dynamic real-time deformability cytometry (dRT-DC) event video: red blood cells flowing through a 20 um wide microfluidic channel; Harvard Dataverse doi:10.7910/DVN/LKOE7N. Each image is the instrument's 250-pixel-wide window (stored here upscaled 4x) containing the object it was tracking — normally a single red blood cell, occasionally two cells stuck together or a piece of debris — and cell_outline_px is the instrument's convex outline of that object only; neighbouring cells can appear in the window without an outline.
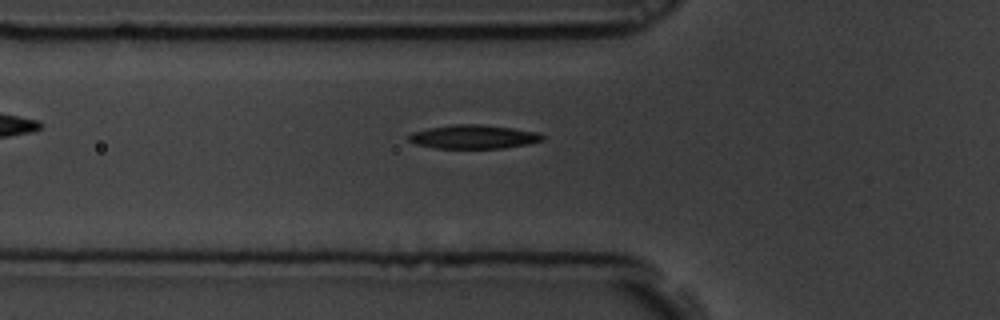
{"species": "common noctule bat (a hibernating species)", "species_latin": "Nyctalus noctula", "temperature_condition": "room temperature", "stored_images_in_passage": 58, "camera_frame_rate_fps": 3000, "um_per_image_px": 0.085, "animal": {"sex": "male", "body_mass_g": 19.5, "forearm_length_mm": 54.6}, "frame": {"image": 1, "passage_image": 20, "time_ms": 6.333, "image_size_px": [1000, 320], "cell_outline_px": [[544, 140], [528, 144], [504, 148], [432, 148], [416, 144], [408, 140], [408, 136], [412, 132], [428, 128], [456, 124], [480, 124], [512, 128], [540, 132], [544, 136]], "centroid_in_image_um": [40.27, 11.63], "position_along_channel_um": 85.5, "area_um2": 18.61}}
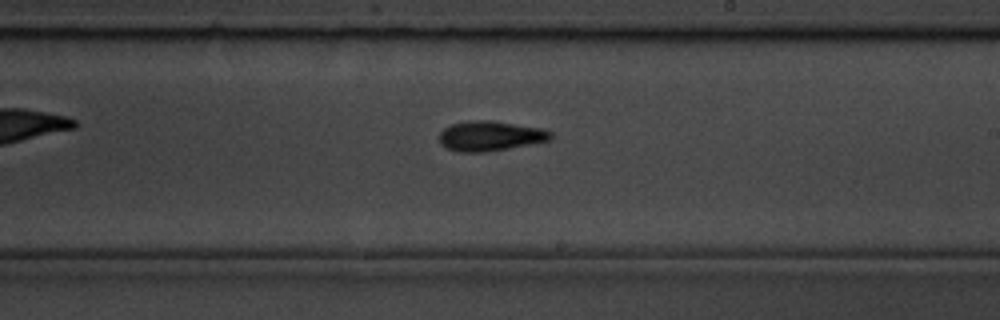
{"frame": {"image": 2, "passage_image": 34, "time_ms": 11.0, "image_size_px": [1000, 320], "cell_outline_px": [[552, 140], [508, 148], [484, 152], [460, 152], [448, 148], [440, 144], [440, 132], [444, 128], [452, 124], [468, 120], [492, 120], [544, 128], [552, 132]], "centroid_in_image_um": [41.7, 11.54], "position_along_channel_um": 247.3, "area_um2": 19.54}}
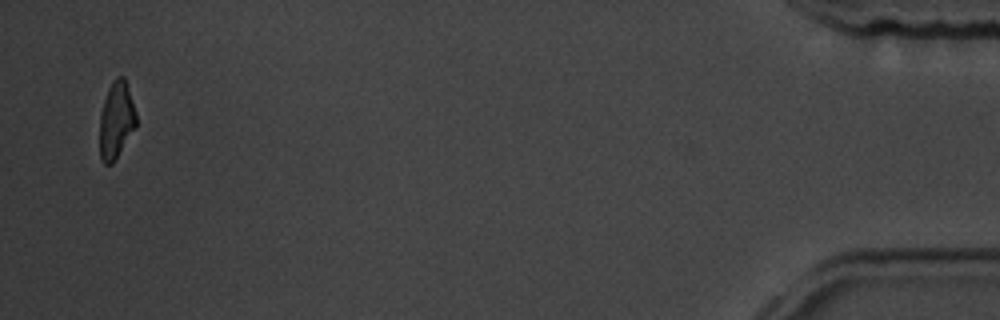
{"frame": {"image": 3, "passage_image": 57, "time_ms": 18.667, "image_size_px": [1000, 320], "cell_outline_px": [[136, 128], [112, 164], [104, 164], [100, 160], [100, 116], [104, 100], [108, 88], [112, 80], [116, 76], [124, 76], [136, 112]], "centroid_in_image_um": [9.88, 10.21], "position_along_channel_um": 425.3, "area_um2": 16.42}, "authors_computed_cell_mechanics": {"area_um2": 18.2359, "velocity_mm_per_s": 3.4634, "shape_relaxation_time_tau1_ms": 5.3366, "shape_relaxation_time_tau2_ms": 9.3217, "deformation_change_tau1": 0.1812, "deformation_change_tau2": 0.1969}}